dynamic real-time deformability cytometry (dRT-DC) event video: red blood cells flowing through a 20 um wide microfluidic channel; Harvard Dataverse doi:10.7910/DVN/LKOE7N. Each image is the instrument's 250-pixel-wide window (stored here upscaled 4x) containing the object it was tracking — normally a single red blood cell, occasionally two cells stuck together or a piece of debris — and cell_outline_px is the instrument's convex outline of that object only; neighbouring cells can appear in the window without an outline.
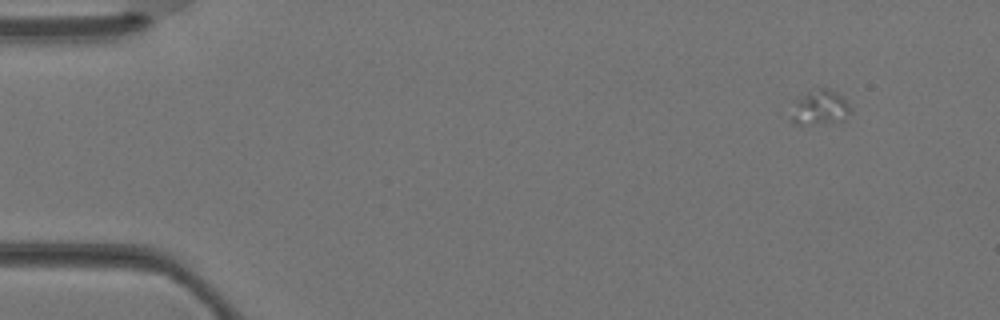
{"species": "Egyptian fruit bat (a non-hibernating species)", "species_latin": "Rousettus aegyptiacus", "temperature_condition": "warm", "stored_images_in_passage": 3, "camera_frame_rate_fps": 3000, "um_per_image_px": 0.085, "animal": {"sex": "female"}, "frame": {"image": 1, "passage_image": 1, "time_ms": 0.0, "image_size_px": [1000, 320], "cell_outline_px": [[852, 108], [844, 120], [800, 124], [796, 124], [792, 120], [792, 100], [808, 92], [820, 88], [828, 88], [844, 96]], "centroid_in_image_um": [69.7, 9.1], "position_along_channel_um": 15.3, "area_um2": 11.96}}